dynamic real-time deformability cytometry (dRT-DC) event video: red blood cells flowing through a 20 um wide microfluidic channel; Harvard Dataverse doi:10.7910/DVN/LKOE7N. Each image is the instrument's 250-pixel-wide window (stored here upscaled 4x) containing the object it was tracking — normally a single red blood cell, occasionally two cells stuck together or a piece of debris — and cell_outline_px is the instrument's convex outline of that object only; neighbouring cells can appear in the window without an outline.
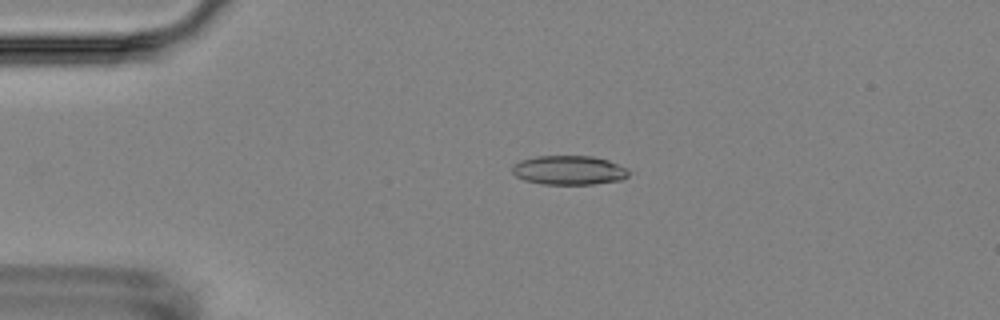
{"species": "Egyptian fruit bat (a non-hibernating species)", "species_latin": "Rousettus aegyptiacus", "temperature_condition": "room temperature", "stored_images_in_passage": 5, "camera_frame_rate_fps": 3000, "um_per_image_px": 0.085, "animal": {"sex": "female"}, "frame": {"image": 1, "passage_image": 4, "time_ms": 3.333, "image_size_px": [1000, 320], "cell_outline_px": [[636, 172], [620, 180], [592, 184], [540, 184], [524, 180], [516, 176], [512, 172], [512, 164], [520, 160], [536, 156], [592, 156], [608, 160], [628, 168]], "centroid_in_image_um": [48.39, 14.46], "position_along_channel_um": 36.6, "area_um2": 20.11}}